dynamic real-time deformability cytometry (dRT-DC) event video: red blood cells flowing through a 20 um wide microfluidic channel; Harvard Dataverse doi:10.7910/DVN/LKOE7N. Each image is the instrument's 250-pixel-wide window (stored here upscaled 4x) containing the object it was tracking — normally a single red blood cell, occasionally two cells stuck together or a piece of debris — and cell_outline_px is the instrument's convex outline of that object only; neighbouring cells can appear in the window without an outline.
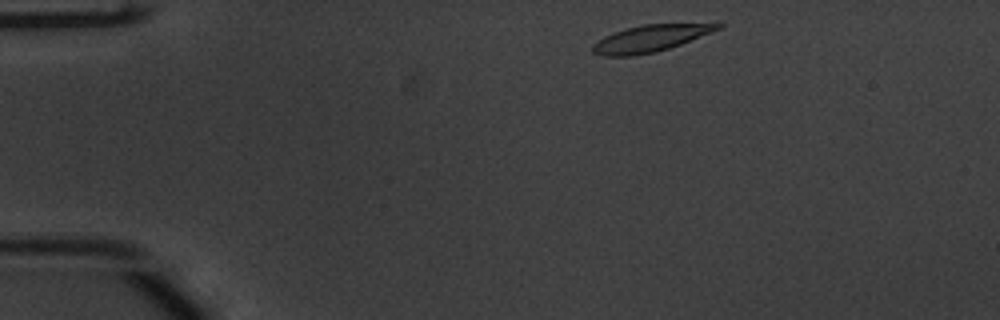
{"species": "common noctule bat (a hibernating species)", "species_latin": "Nyctalus noctula", "temperature_condition": "warm", "stored_images_in_passage": 46, "camera_frame_rate_fps": 3000, "um_per_image_px": 0.085, "animal": {"sex": "male", "body_mass_g": 20.1, "forearm_length_mm": 53.5}, "frame": {"image": 1, "passage_image": 2, "time_ms": 0.333, "image_size_px": [1000, 320], "cell_outline_px": [[724, 24], [720, 28], [680, 44], [656, 52], [632, 56], [600, 56], [592, 52], [592, 44], [604, 36], [628, 28], [644, 24]], "centroid_in_image_um": [55.18, 3.29], "position_along_channel_um": 29.8, "area_um2": 19.02}}
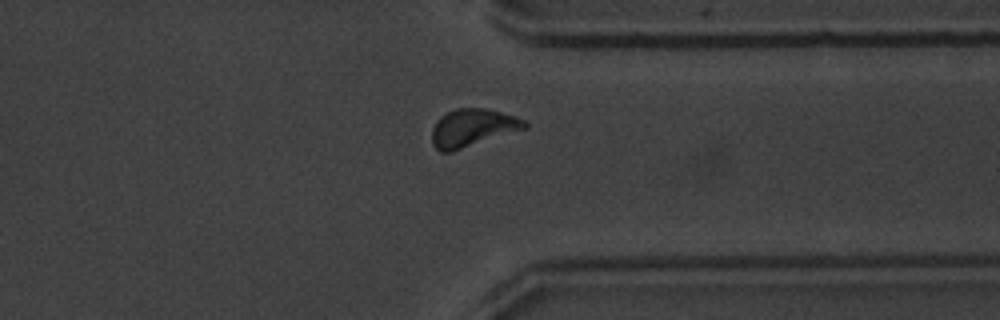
{"frame": {"image": 2, "passage_image": 34, "time_ms": 11.0, "image_size_px": [1000, 320], "cell_outline_px": [[528, 128], [452, 152], [440, 152], [432, 144], [432, 128], [436, 120], [440, 116], [456, 108], [484, 108], [516, 116], [524, 120], [528, 124]], "centroid_in_image_um": [40.16, 10.87], "position_along_channel_um": 371.2, "area_um2": 20.58}}
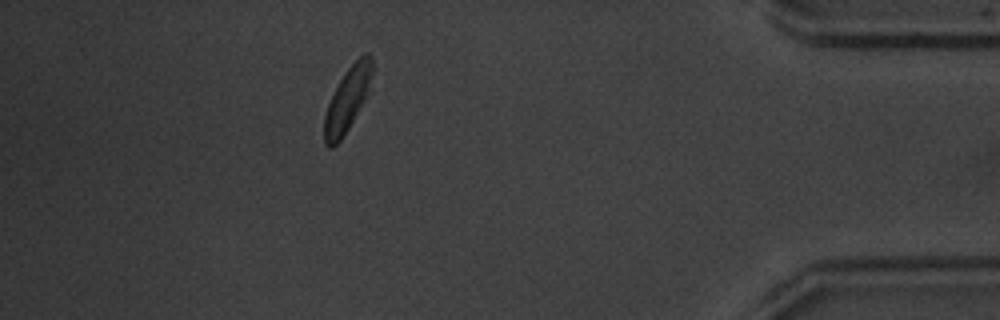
{"frame": {"image": 3, "passage_image": 40, "time_ms": 13.0, "image_size_px": [1000, 320], "cell_outline_px": [[372, 72], [368, 92], [364, 100], [348, 128], [340, 140], [332, 148], [328, 148], [324, 144], [324, 116], [328, 104], [340, 80], [348, 68], [364, 52], [368, 52], [372, 56]], "centroid_in_image_um": [29.52, 8.45], "position_along_channel_um": 405.7, "area_um2": 17.46}, "authors_computed_cell_mechanics": {"area_um2": 19.7676, "velocity_mm_per_s": 3.8127, "shape_relaxation_time_tau1_ms": 4.7553, "shape_relaxation_time_tau2_ms": 3.1961, "deformation_change_tau1": 0.1878, "deformation_change_tau2": 0.0862}}